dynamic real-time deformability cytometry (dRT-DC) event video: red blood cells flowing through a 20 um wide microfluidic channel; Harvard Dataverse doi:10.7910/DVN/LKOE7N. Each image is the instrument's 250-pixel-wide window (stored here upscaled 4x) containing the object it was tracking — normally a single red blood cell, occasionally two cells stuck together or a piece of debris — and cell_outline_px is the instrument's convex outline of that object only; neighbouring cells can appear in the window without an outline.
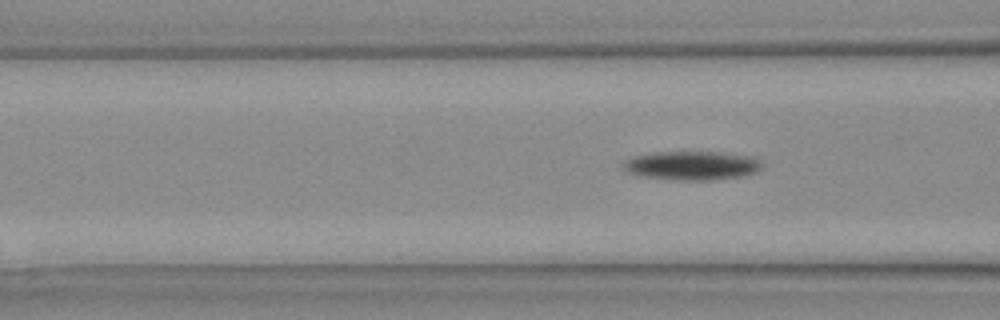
{"species": "Egyptian fruit bat (a non-hibernating species)", "species_latin": "Rousettus aegyptiacus", "temperature_condition": "warm", "stored_images_in_passage": 6, "camera_frame_rate_fps": 3000, "um_per_image_px": 0.085, "animal": {"sex": "female"}, "frame": {"image": 1, "passage_image": 6, "time_ms": 1.667, "image_size_px": [1000, 320], "cell_outline_px": [[760, 168], [756, 172], [740, 176], [712, 180], [676, 180], [648, 176], [628, 172], [624, 168], [624, 164], [632, 156], [656, 152], [720, 152], [756, 156], [760, 160]], "centroid_in_image_um": [58.88, 14.05], "position_along_channel_um": 107.7, "area_um2": 23.06}}